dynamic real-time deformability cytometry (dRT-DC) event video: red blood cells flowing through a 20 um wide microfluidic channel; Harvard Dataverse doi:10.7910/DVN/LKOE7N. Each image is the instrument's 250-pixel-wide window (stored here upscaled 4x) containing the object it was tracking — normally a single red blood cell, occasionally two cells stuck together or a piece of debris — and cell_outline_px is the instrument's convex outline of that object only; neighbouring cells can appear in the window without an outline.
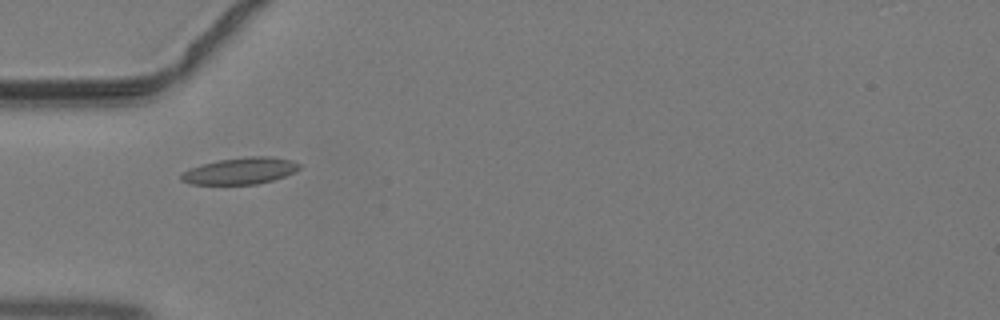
{"species": "common noctule bat (a hibernating species)", "species_latin": "Nyctalus noctula", "temperature_condition": "warm", "stored_images_in_passage": 31, "camera_frame_rate_fps": 3000, "um_per_image_px": 0.085, "animal": {"sex": "male", "body_mass_g": 19.2, "forearm_length_mm": 51.8}, "frame": {"image": 1, "passage_image": 1, "time_ms": 0.0, "image_size_px": [1000, 320], "cell_outline_px": [[300, 168], [296, 172], [272, 180], [256, 184], [192, 184], [180, 180], [180, 176], [184, 172], [200, 164], [220, 160], [248, 156], [268, 156], [292, 160], [300, 164]], "centroid_in_image_um": [20.45, 14.52], "position_along_channel_um": 64.5, "area_um2": 18.21}}
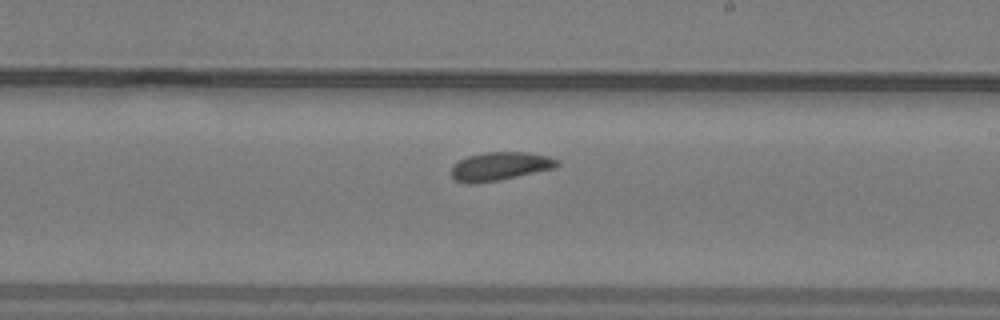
{"frame": {"image": 2, "passage_image": 13, "time_ms": 4.0, "image_size_px": [1000, 320], "cell_outline_px": [[560, 164], [556, 168], [500, 180], [472, 184], [468, 184], [456, 180], [452, 176], [452, 168], [460, 160], [468, 156], [484, 152], [528, 152], [548, 156], [556, 160]], "centroid_in_image_um": [42.52, 14.13], "position_along_channel_um": 246.5, "area_um2": 17.46}}
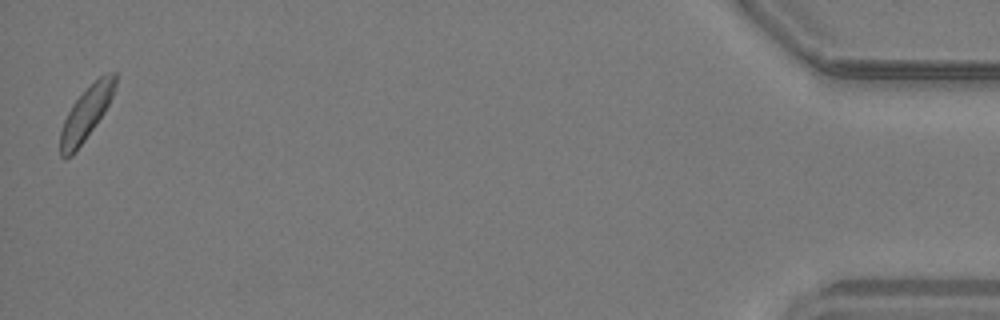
{"frame": {"image": 3, "passage_image": 31, "time_ms": 10.0, "image_size_px": [1000, 320], "cell_outline_px": [[116, 84], [112, 96], [104, 112], [96, 124], [72, 156], [64, 160], [60, 156], [60, 132], [64, 120], [72, 104], [104, 72], [116, 72]], "centroid_in_image_um": [7.31, 9.67], "position_along_channel_um": 427.9, "area_um2": 16.7}}